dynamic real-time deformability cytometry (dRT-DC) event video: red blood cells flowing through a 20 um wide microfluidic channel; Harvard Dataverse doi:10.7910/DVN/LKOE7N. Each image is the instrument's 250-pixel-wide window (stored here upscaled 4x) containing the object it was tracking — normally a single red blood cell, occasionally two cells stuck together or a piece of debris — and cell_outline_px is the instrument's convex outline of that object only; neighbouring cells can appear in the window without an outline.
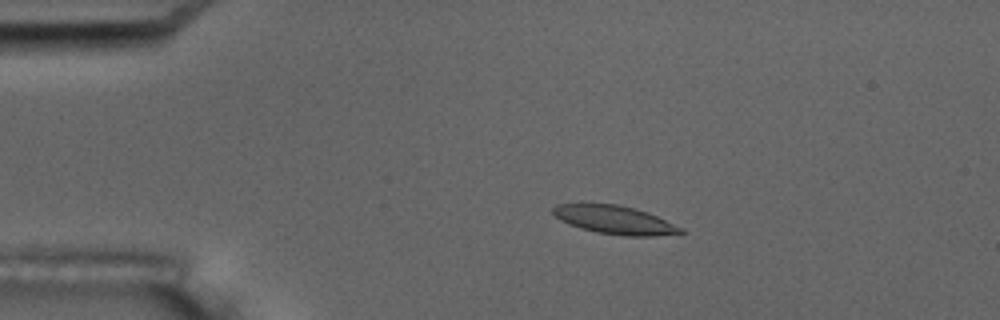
{"species": "common noctule bat (a hibernating species)", "species_latin": "Nyctalus noctula", "temperature_condition": "room temperature", "stored_images_in_passage": 7, "camera_frame_rate_fps": 3000, "um_per_image_px": 0.085, "animal": {"sex": "male", "body_mass_g": 17.5, "forearm_length_mm": 52.3}, "frame": {"image": 1, "passage_image": 4, "time_ms": 3.333, "image_size_px": [1000, 320], "cell_outline_px": [[684, 232], [652, 236], [624, 236], [596, 232], [580, 228], [568, 224], [560, 220], [552, 212], [552, 208], [556, 204], [616, 204], [648, 212], [684, 228]], "centroid_in_image_um": [52.24, 18.69], "position_along_channel_um": 32.8, "area_um2": 20.98}}